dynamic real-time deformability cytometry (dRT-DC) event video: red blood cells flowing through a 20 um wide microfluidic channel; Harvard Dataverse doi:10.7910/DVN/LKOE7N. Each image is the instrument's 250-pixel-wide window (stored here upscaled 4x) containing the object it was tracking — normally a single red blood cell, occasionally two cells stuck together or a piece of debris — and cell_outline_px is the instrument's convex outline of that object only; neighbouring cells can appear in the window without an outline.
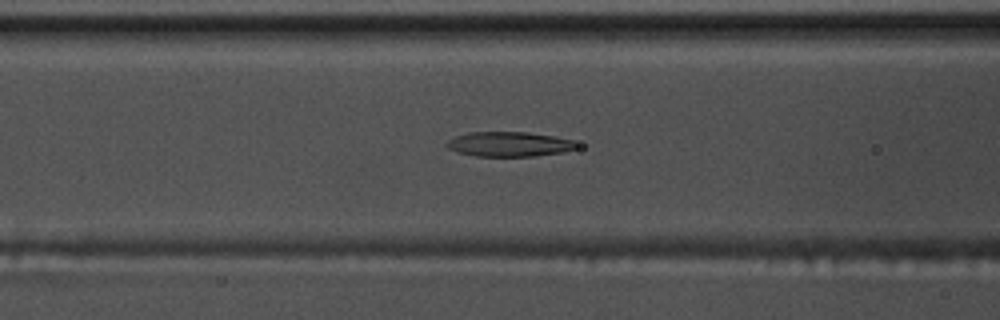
{"species": "common noctule bat (a hibernating species)", "species_latin": "Nyctalus noctula", "temperature_condition": "warm", "stored_images_in_passage": 54, "camera_frame_rate_fps": 3000, "um_per_image_px": 0.085, "animal": {"sex": "male", "body_mass_g": 17.5, "forearm_length_mm": 52.3}, "frame": {"image": 1, "passage_image": 22, "time_ms": 7.0, "image_size_px": [1000, 320], "cell_outline_px": [[580, 148], [560, 152], [536, 156], [476, 156], [456, 152], [448, 148], [444, 144], [448, 140], [456, 136], [468, 132], [528, 132], [552, 136], [572, 140], [580, 144]], "centroid_in_image_um": [43.28, 12.25], "position_along_channel_um": 123.3, "area_um2": 18.84}}
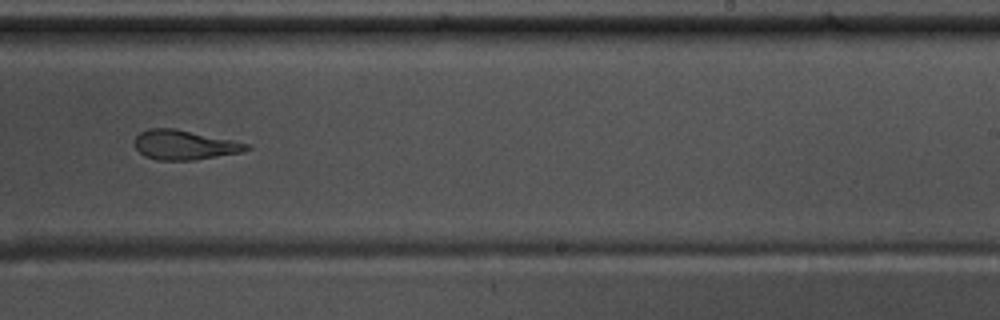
{"frame": {"image": 2, "passage_image": 34, "time_ms": 11.0, "image_size_px": [1000, 320], "cell_outline_px": [[252, 148], [240, 152], [192, 160], [156, 160], [144, 156], [136, 148], [132, 140], [140, 132], [148, 128], [172, 128], [252, 144]], "centroid_in_image_um": [15.63, 12.31], "position_along_channel_um": 273.4, "area_um2": 19.19}}
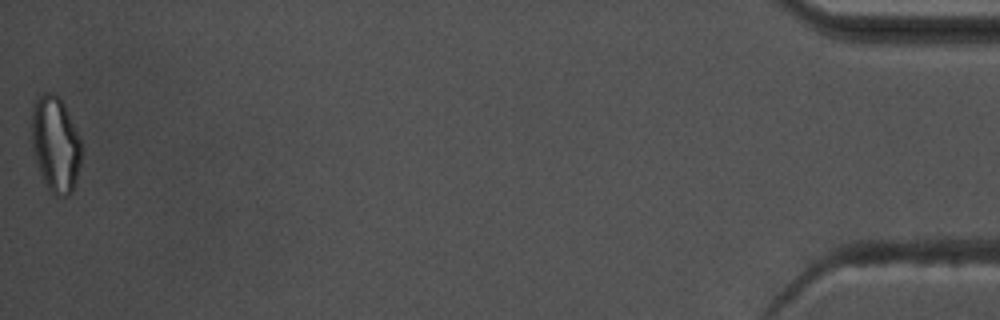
{"frame": {"image": 3, "passage_image": 54, "time_ms": 17.667, "image_size_px": [1000, 320], "cell_outline_px": [[80, 164], [76, 180], [72, 192], [68, 196], [56, 196], [48, 188], [40, 172], [32, 148], [32, 104], [36, 96], [44, 92], [52, 92], [60, 96], [76, 128], [80, 140]], "centroid_in_image_um": [4.7, 12.2], "position_along_channel_um": 430.5, "area_um2": 27.8}, "authors_computed_cell_mechanics": {"area_um2": 20.9525, "velocity_mm_per_s": 3.7611, "shape_relaxation_time_tau1_ms": null, "shape_relaxation_time_tau2_ms": 3.1333, "deformation_change_tau1": null, "deformation_change_tau2": 0.1261}}